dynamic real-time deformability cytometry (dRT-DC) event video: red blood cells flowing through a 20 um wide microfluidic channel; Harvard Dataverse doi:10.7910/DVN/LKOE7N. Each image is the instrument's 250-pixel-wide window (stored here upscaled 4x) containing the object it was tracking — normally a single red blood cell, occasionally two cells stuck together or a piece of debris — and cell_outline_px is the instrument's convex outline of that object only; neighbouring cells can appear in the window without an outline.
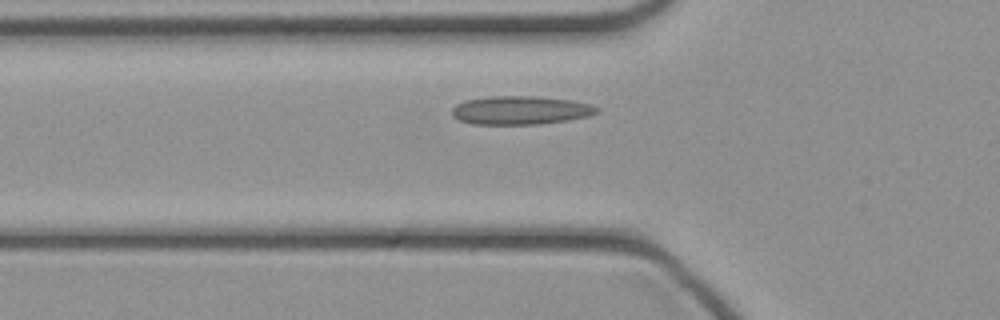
{"species": "common noctule bat (a hibernating species)", "species_latin": "Nyctalus noctula", "temperature_condition": "cold", "stored_images_in_passage": 35, "camera_frame_rate_fps": 3000, "um_per_image_px": 0.085, "animal": {"sex": "female", "body_mass_g": 21.9}, "frame": {"image": 1, "passage_image": 9, "time_ms": 2.667, "image_size_px": [1000, 320], "cell_outline_px": [[600, 112], [588, 116], [568, 120], [540, 124], [472, 124], [460, 120], [452, 116], [452, 108], [456, 104], [468, 100], [488, 96], [536, 96], [572, 100], [588, 104], [600, 108]], "centroid_in_image_um": [44.25, 9.37], "position_along_channel_um": 81.5, "area_um2": 24.1}}
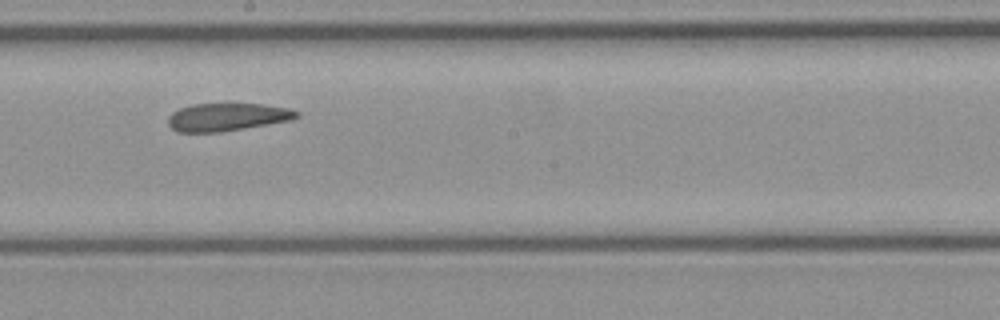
{"frame": {"image": 2, "passage_image": 19, "time_ms": 6.0, "image_size_px": [1000, 320], "cell_outline_px": [[300, 116], [292, 120], [220, 132], [176, 132], [168, 124], [168, 116], [172, 112], [180, 108], [192, 104], [264, 104], [288, 108], [300, 112]], "centroid_in_image_um": [19.31, 9.95], "position_along_channel_um": 228.9, "area_um2": 20.87}}
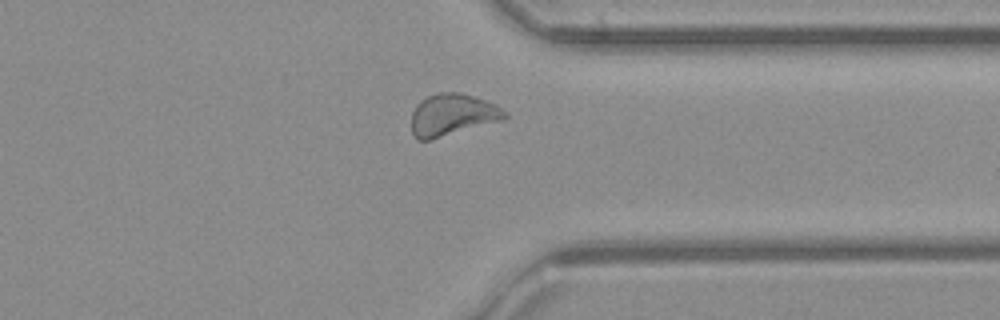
{"frame": {"image": 3, "passage_image": 29, "time_ms": 9.333, "image_size_px": [1000, 320], "cell_outline_px": [[508, 116], [500, 120], [432, 140], [416, 140], [412, 136], [412, 112], [416, 104], [420, 100], [436, 92], [460, 92], [496, 104], [508, 112]], "centroid_in_image_um": [38.41, 9.76], "position_along_channel_um": 373.0, "area_um2": 22.89}}